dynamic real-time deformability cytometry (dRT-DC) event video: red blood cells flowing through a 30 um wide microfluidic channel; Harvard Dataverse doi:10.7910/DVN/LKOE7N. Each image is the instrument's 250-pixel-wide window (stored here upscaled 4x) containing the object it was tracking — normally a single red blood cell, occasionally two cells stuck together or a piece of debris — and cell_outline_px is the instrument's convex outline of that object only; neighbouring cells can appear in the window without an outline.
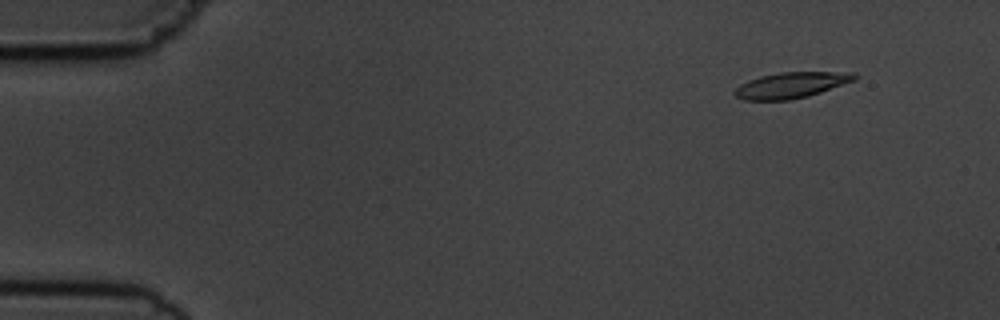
{"species": "common noctule bat (a hibernating species)", "species_latin": "Nyctalus noctula", "temperature_condition": "cold", "stored_images_in_passage": 6, "camera_frame_rate_fps": 3000, "um_per_image_px": 0.085, "animal": {"sex": "male", "body_mass_g": 19.5, "forearm_length_mm": 54.6}, "frame": {"image": 1, "passage_image": 2, "time_ms": 1.333, "image_size_px": [1000, 320], "cell_outline_px": [[860, 76], [856, 80], [808, 96], [788, 100], [744, 100], [736, 96], [732, 92], [740, 84], [748, 80], [760, 76], [780, 72], [856, 72]], "centroid_in_image_um": [67.27, 7.23], "position_along_channel_um": 17.7, "area_um2": 18.15}}
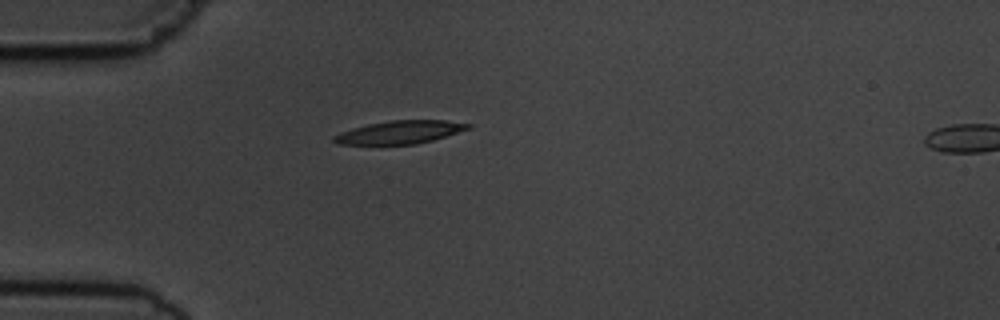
{"frame": {"image": 2, "passage_image": 5, "time_ms": 4.667, "image_size_px": [1000, 320], "cell_outline_px": [[472, 128], [432, 140], [416, 144], [336, 144], [332, 140], [332, 136], [340, 132], [352, 128], [368, 124], [392, 120], [444, 120], [472, 124]], "centroid_in_image_um": [33.98, 11.23], "position_along_channel_um": 51.0, "area_um2": 17.98}}